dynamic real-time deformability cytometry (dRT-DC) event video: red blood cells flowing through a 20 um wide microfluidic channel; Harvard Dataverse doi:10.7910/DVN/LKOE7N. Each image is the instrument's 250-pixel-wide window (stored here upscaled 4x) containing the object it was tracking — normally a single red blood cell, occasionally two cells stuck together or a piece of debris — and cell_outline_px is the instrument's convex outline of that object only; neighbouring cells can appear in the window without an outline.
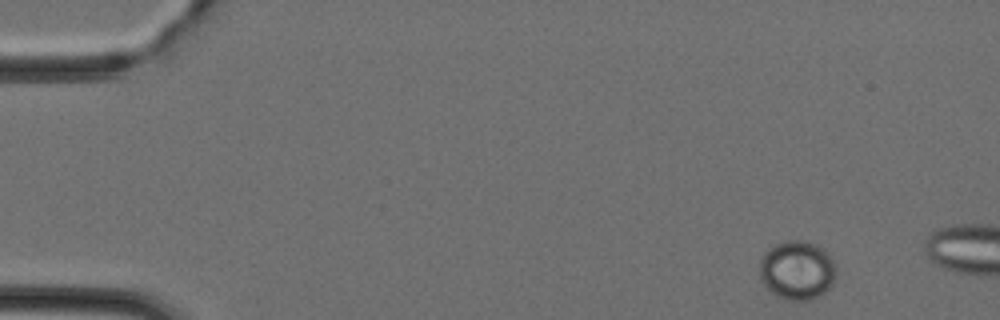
{"species": "Egyptian fruit bat (a non-hibernating species)", "species_latin": "Rousettus aegyptiacus", "temperature_condition": "cold", "stored_images_in_passage": 8, "camera_frame_rate_fps": 3000, "um_per_image_px": 0.085, "animal": {"sex": "female"}, "frame": {"image": 1, "passage_image": 2, "time_ms": 0.333, "image_size_px": [1000, 320], "cell_outline_px": [[836, 272], [832, 284], [820, 296], [808, 300], [788, 300], [776, 296], [764, 284], [760, 276], [760, 260], [764, 252], [768, 248], [776, 244], [788, 240], [804, 240], [816, 244], [832, 260], [836, 268]], "centroid_in_image_um": [67.73, 22.97], "position_along_channel_um": 17.3, "area_um2": 26.13}}